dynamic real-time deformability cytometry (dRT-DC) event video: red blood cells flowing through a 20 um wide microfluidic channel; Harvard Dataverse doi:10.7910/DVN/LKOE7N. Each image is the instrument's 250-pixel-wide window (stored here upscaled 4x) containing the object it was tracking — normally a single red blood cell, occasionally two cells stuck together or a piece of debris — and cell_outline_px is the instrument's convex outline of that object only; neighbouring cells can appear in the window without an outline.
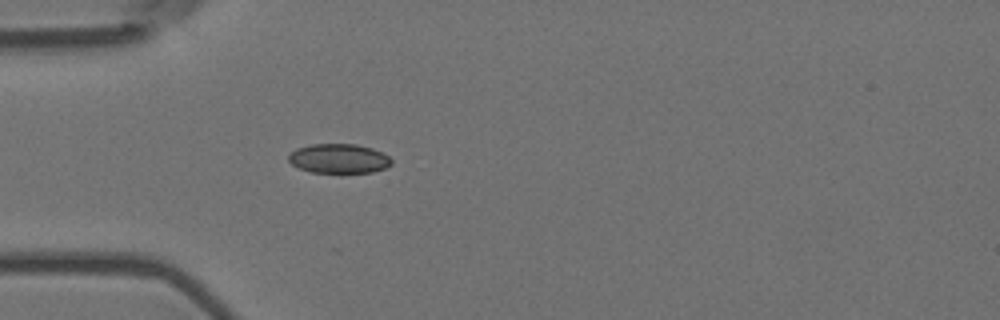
{"species": "Egyptian fruit bat (a non-hibernating species)", "species_latin": "Rousettus aegyptiacus", "temperature_condition": "room temperature", "stored_images_in_passage": 4, "camera_frame_rate_fps": 3000, "um_per_image_px": 0.085, "animal": {"sex": "female"}, "frame": {"image": 1, "passage_image": 4, "time_ms": 1.0, "image_size_px": [1000, 320], "cell_outline_px": [[392, 164], [384, 168], [372, 172], [312, 172], [300, 168], [292, 164], [288, 160], [288, 156], [296, 148], [312, 144], [356, 144], [372, 148], [388, 156], [392, 160]], "centroid_in_image_um": [28.8, 13.47], "position_along_channel_um": 56.2, "area_um2": 17.46}}